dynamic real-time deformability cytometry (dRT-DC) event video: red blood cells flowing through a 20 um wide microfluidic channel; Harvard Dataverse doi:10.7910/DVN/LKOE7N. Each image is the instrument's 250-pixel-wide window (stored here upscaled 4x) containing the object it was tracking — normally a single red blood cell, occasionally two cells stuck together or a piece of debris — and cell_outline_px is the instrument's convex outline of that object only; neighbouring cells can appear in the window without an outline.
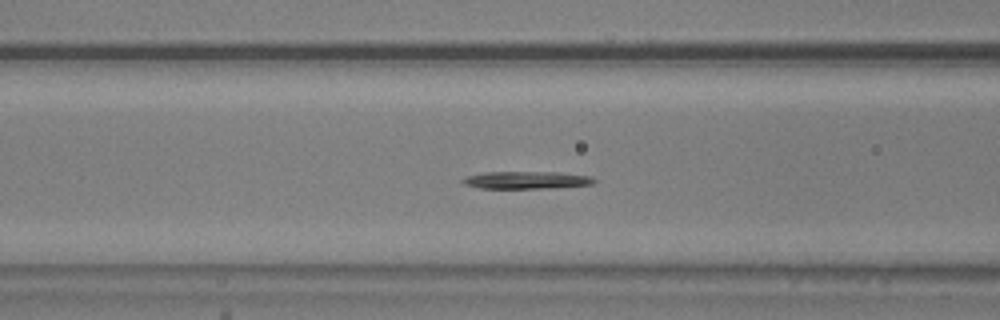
{"species": "common noctule bat (a hibernating species)", "species_latin": "Nyctalus noctula", "temperature_condition": "warm", "stored_images_in_passage": 40, "camera_frame_rate_fps": 3000, "um_per_image_px": 0.085, "animal": {"sex": "male", "body_mass_g": 20.5, "forearm_length_mm": 52.5}, "frame": {"image": 1, "passage_image": 7, "time_ms": 2.0, "image_size_px": [1000, 320], "cell_outline_px": [[596, 180], [592, 184], [548, 188], [480, 188], [464, 184], [460, 180], [468, 176], [484, 172], [560, 172], [592, 176]], "centroid_in_image_um": [44.76, 15.3], "position_along_channel_um": 121.8, "area_um2": 13.29}}
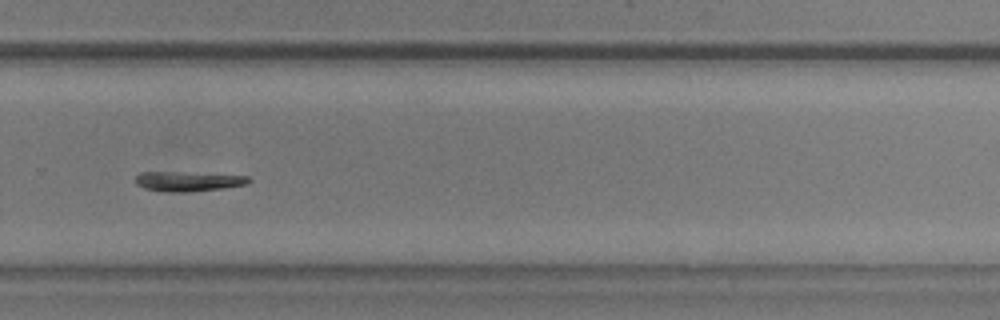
{"frame": {"image": 2, "passage_image": 23, "time_ms": 7.333, "image_size_px": [1000, 320], "cell_outline_px": [[252, 180], [244, 184], [224, 188], [184, 192], [164, 192], [144, 188], [136, 184], [136, 176], [140, 172], [168, 172], [248, 176]], "centroid_in_image_um": [15.93, 15.42], "position_along_channel_um": 313.9, "area_um2": 12.72}}
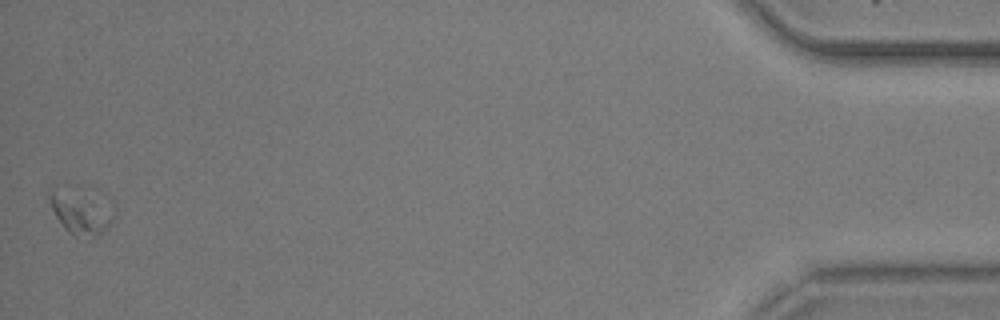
{"frame": {"image": 3, "passage_image": 40, "time_ms": 13.0, "image_size_px": [1000, 320], "cell_outline_px": [[112, 220], [108, 228], [100, 232], [68, 232], [64, 228], [56, 216], [52, 208], [48, 196], [48, 188], [52, 184], [56, 184], [112, 216]], "centroid_in_image_um": [6.54, 18.02], "position_along_channel_um": 428.7, "area_um2": 13.24}, "authors_computed_cell_mechanics": {"area_um2": 13.4385, "velocity_mm_per_s": 3.6056, "shape_relaxation_time_tau1_ms": 4.5479, "shape_relaxation_time_tau2_ms": null, "deformation_change_tau1": 0.1817, "deformation_change_tau2": null}}